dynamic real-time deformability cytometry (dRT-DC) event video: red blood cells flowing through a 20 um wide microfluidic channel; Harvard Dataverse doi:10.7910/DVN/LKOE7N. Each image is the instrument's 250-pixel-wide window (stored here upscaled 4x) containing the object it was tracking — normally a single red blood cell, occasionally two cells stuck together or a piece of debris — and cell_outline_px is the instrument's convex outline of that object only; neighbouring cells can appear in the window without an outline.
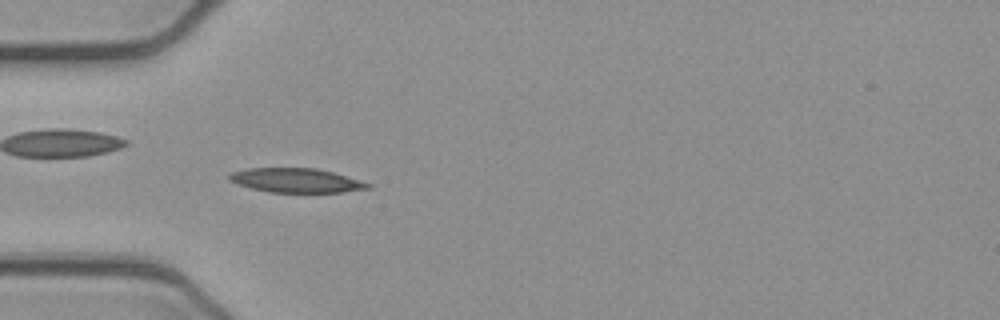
{"species": "common noctule bat (a hibernating species)", "species_latin": "Nyctalus noctula", "temperature_condition": "cold", "stored_images_in_passage": 51, "camera_frame_rate_fps": 3000, "um_per_image_px": 0.085, "animal": {"sex": "female", "body_mass_g": 21.9}, "frame": {"image": 1, "passage_image": 15, "time_ms": 4.667, "image_size_px": [1000, 320], "cell_outline_px": [[372, 188], [344, 192], [268, 192], [252, 188], [228, 180], [228, 176], [232, 172], [248, 168], [316, 168], [332, 172], [372, 184]], "centroid_in_image_um": [25.19, 15.33], "position_along_channel_um": 59.8, "area_um2": 19.42}}
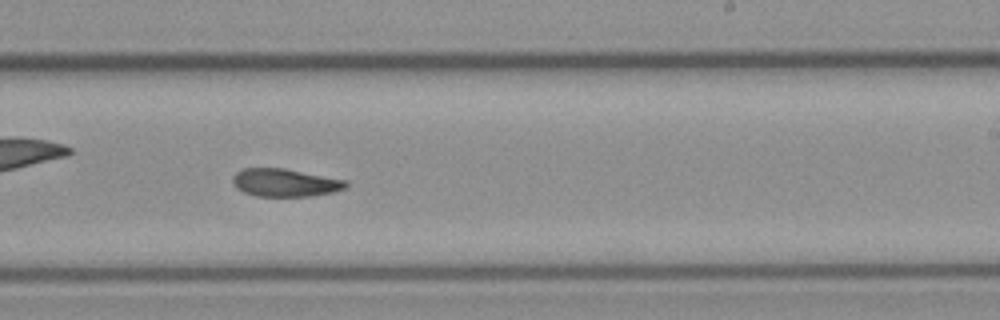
{"frame": {"image": 2, "passage_image": 31, "time_ms": 10.0, "image_size_px": [1000, 320], "cell_outline_px": [[348, 184], [344, 188], [336, 192], [312, 196], [256, 196], [244, 192], [236, 188], [232, 184], [232, 176], [236, 172], [244, 168], [284, 168], [348, 180]], "centroid_in_image_um": [24.23, 15.52], "position_along_channel_um": 264.8, "area_um2": 18.61}}
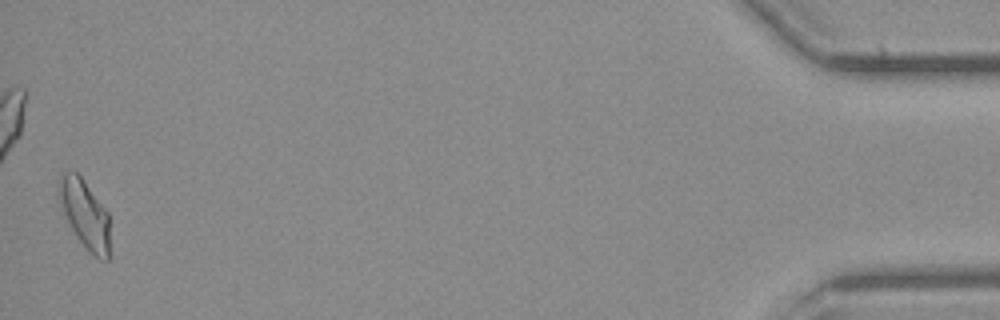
{"frame": {"image": 3, "passage_image": 51, "time_ms": 16.667, "image_size_px": [1000, 320], "cell_outline_px": [[108, 260], [100, 260], [88, 252], [84, 248], [72, 228], [56, 196], [56, 184], [60, 172], [76, 172], [84, 180], [108, 212]], "centroid_in_image_um": [7.16, 18.15], "position_along_channel_um": 428.0, "area_um2": 20.4}, "authors_computed_cell_mechanics": {"area_um2": 19.0162, "velocity_mm_per_s": 3.8844, "shape_relaxation_time_tau1_ms": 6.1398, "shape_relaxation_time_tau2_ms": 9.2134, "deformation_change_tau1": 0.1582, "deformation_change_tau2": 0.1303}}